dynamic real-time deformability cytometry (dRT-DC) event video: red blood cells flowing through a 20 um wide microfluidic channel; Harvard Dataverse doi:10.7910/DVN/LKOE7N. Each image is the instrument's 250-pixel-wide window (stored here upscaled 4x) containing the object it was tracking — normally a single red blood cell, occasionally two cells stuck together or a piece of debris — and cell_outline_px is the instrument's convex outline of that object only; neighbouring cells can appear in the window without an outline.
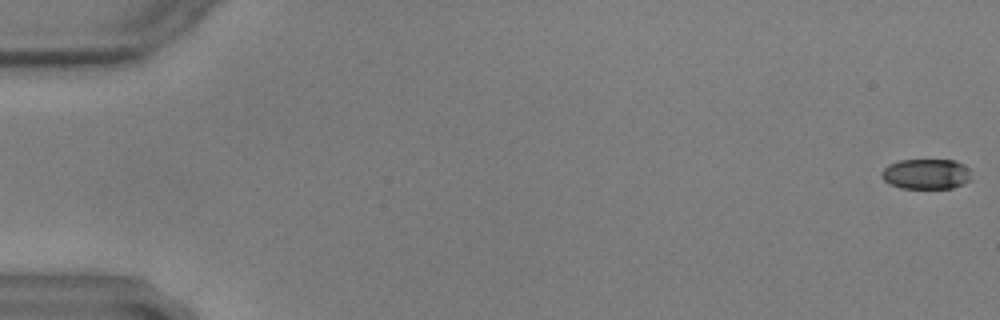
{"species": "common noctule bat (a hibernating species)", "species_latin": "Nyctalus noctula", "temperature_condition": "warm", "stored_images_in_passage": 60, "camera_frame_rate_fps": 3000, "um_per_image_px": 0.085, "animal": {"sex": "male", "body_mass_g": 17.9, "forearm_length_mm": 54.2}, "frame": {"image": 1, "passage_image": 1, "time_ms": 0.0, "image_size_px": [1000, 320], "cell_outline_px": [[972, 180], [952, 188], [900, 188], [888, 184], [880, 176], [880, 172], [888, 164], [900, 160], [956, 160], [964, 164], [968, 168]], "centroid_in_image_um": [78.71, 14.79], "position_along_channel_um": 6.3, "area_um2": 16.07}}
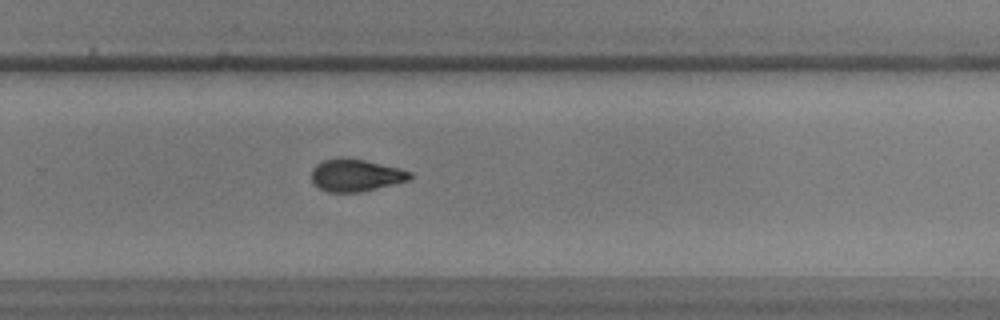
{"frame": {"image": 2, "passage_image": 40, "time_ms": 13.0, "image_size_px": [1000, 320], "cell_outline_px": [[412, 176], [408, 180], [360, 192], [328, 192], [320, 188], [312, 180], [312, 168], [316, 164], [324, 160], [340, 156], [364, 160], [400, 168], [412, 172]], "centroid_in_image_um": [30.22, 14.88], "position_along_channel_um": 299.6, "area_um2": 18.44}}
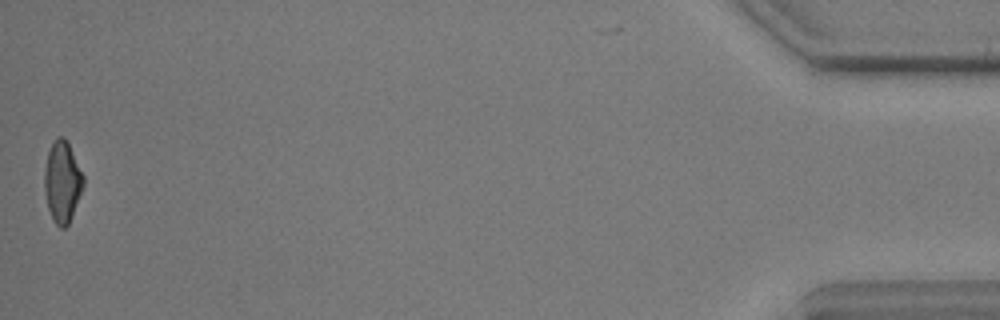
{"frame": {"image": 3, "passage_image": 59, "time_ms": 19.333, "image_size_px": [1000, 320], "cell_outline_px": [[84, 184], [68, 224], [64, 228], [60, 228], [52, 220], [48, 208], [44, 192], [44, 168], [48, 152], [56, 136], [64, 136], [84, 176]], "centroid_in_image_um": [5.27, 15.45], "position_along_channel_um": 429.9, "area_um2": 18.26}}